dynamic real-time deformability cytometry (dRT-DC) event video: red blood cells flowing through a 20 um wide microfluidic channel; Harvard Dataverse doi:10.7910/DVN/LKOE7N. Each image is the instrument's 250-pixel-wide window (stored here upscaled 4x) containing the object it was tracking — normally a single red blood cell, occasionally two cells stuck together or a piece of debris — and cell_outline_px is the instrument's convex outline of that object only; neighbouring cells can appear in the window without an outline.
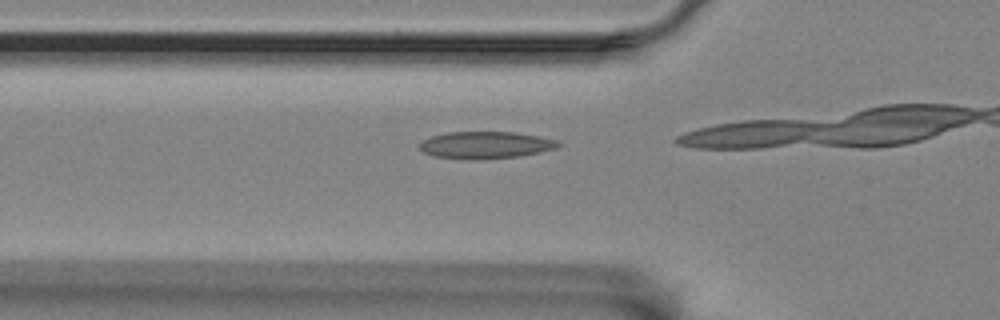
{"species": "Egyptian fruit bat (a non-hibernating species)", "species_latin": "Rousettus aegyptiacus", "temperature_condition": "room temperature", "stored_images_in_passage": 6, "camera_frame_rate_fps": 3000, "um_per_image_px": 0.085, "animal": {"sex": "female"}, "frame": {"image": 1, "passage_image": 3, "time_ms": 0.667, "image_size_px": [1000, 320], "cell_outline_px": [[564, 144], [556, 148], [540, 152], [520, 156], [480, 160], [436, 156], [424, 152], [420, 148], [420, 144], [424, 140], [432, 136], [448, 132], [516, 132], [540, 136], [560, 140]], "centroid_in_image_um": [41.38, 12.32], "position_along_channel_um": 84.4, "area_um2": 21.91}}